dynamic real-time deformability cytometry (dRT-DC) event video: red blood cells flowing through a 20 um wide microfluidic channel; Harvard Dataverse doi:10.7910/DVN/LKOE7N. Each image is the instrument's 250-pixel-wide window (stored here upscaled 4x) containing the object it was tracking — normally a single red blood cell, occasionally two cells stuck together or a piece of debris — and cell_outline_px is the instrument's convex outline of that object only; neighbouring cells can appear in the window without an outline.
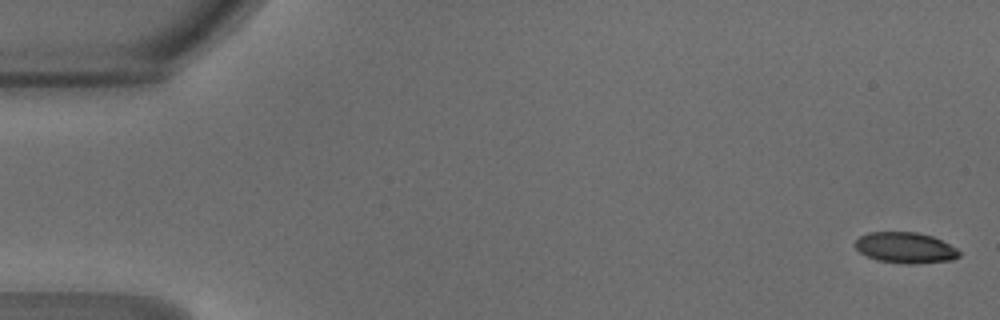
{"species": "common noctule bat (a hibernating species)", "species_latin": "Nyctalus noctula", "temperature_condition": "warm", "stored_images_in_passage": 48, "camera_frame_rate_fps": 3000, "um_per_image_px": 0.085, "animal": {"sex": "male", "body_mass_g": 18.8}, "frame": {"image": 1, "passage_image": 1, "time_ms": 0.0, "image_size_px": [1000, 320], "cell_outline_px": [[960, 256], [952, 260], [916, 264], [904, 264], [876, 260], [860, 252], [852, 244], [860, 236], [868, 232], [916, 232], [932, 236], [956, 248], [960, 252]], "centroid_in_image_um": [76.93, 21.06], "position_along_channel_um": 8.1, "area_um2": 18.79}}
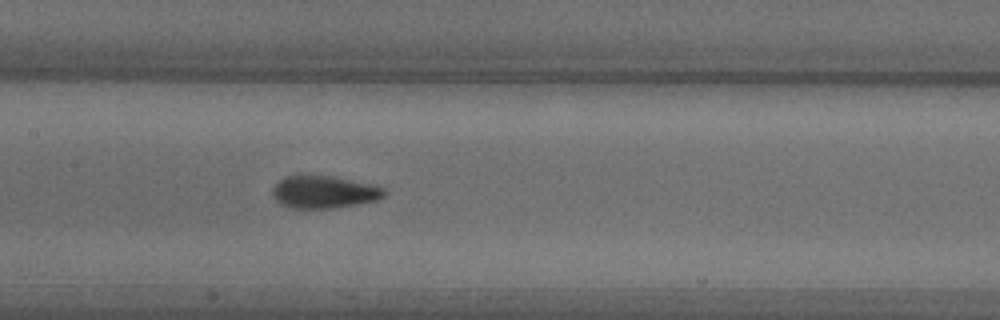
{"frame": {"image": 2, "passage_image": 23, "time_ms": 7.333, "image_size_px": [1000, 320], "cell_outline_px": [[388, 192], [384, 196], [376, 200], [356, 204], [332, 208], [292, 208], [280, 204], [276, 200], [272, 192], [272, 188], [284, 176], [332, 176], [376, 184], [384, 188]], "centroid_in_image_um": [27.58, 16.32], "position_along_channel_um": 179.8, "area_um2": 21.15}}
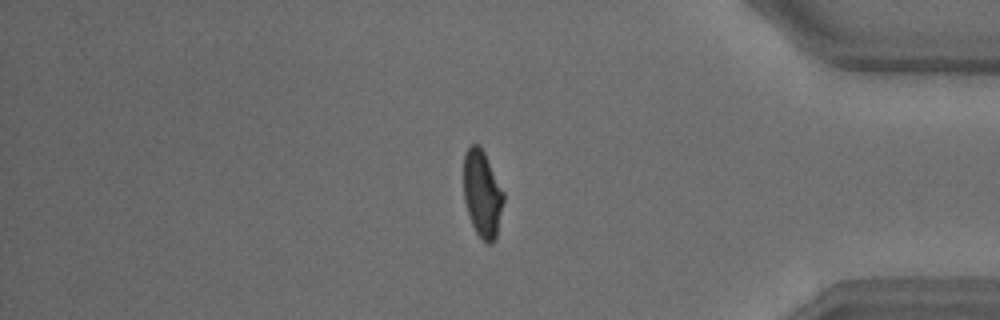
{"frame": {"image": 3, "passage_image": 40, "time_ms": 13.0, "image_size_px": [1000, 320], "cell_outline_px": [[504, 200], [496, 236], [492, 244], [488, 244], [476, 232], [472, 224], [464, 200], [464, 156], [468, 148], [472, 144], [480, 144], [504, 192]], "centroid_in_image_um": [40.99, 16.46], "position_along_channel_um": 394.2, "area_um2": 20.0}, "authors_computed_cell_mechanics": {"area_um2": 20.4034, "velocity_mm_per_s": 4.2547, "shape_relaxation_time_tau1_ms": 3.256, "shape_relaxation_time_tau2_ms": 1.0375, "deformation_change_tau1": 0.1461, "deformation_change_tau2": 0.0646}}